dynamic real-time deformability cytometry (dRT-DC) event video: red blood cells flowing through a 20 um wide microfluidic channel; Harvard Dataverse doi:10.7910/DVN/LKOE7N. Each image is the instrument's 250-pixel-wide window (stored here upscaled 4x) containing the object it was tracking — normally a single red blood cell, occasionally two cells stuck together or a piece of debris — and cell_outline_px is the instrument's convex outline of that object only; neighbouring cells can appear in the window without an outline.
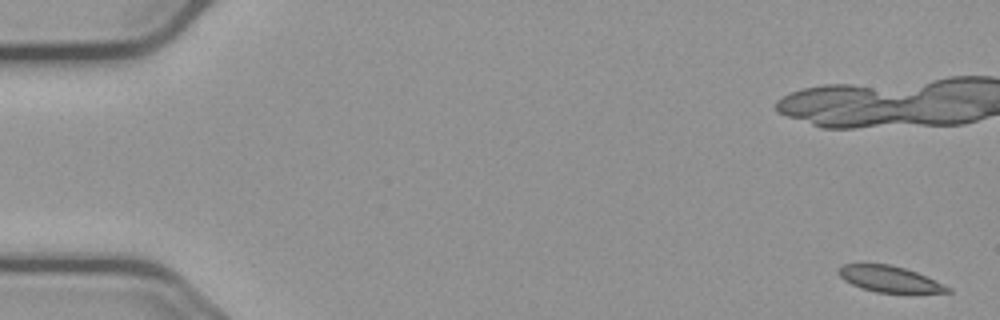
{"species": "common noctule bat (a hibernating species)", "species_latin": "Nyctalus noctula", "temperature_condition": "cold", "stored_images_in_passage": 57, "camera_frame_rate_fps": 3000, "um_per_image_px": 0.085, "animal": {"sex": "male", "body_mass_g": 23.1, "forearm_length_mm": 52.7}, "frame": {"image": 1, "passage_image": 1, "time_ms": 0.0, "image_size_px": [1000, 320], "cell_outline_px": [[952, 292], [876, 292], [860, 288], [844, 280], [836, 272], [836, 268], [844, 264], [888, 264], [904, 268], [916, 272], [952, 288]], "centroid_in_image_um": [75.55, 23.71], "position_along_channel_um": 9.5, "area_um2": 16.36}, "authors_computed_cell_mechanics": {"area_um2": 17.9758, "velocity_mm_per_s": 3.6704, "shape_relaxation_time_tau1_ms": null, "shape_relaxation_time_tau2_ms": 3.3694, "deformation_change_tau1": null, "deformation_change_tau2": 0.0804}}